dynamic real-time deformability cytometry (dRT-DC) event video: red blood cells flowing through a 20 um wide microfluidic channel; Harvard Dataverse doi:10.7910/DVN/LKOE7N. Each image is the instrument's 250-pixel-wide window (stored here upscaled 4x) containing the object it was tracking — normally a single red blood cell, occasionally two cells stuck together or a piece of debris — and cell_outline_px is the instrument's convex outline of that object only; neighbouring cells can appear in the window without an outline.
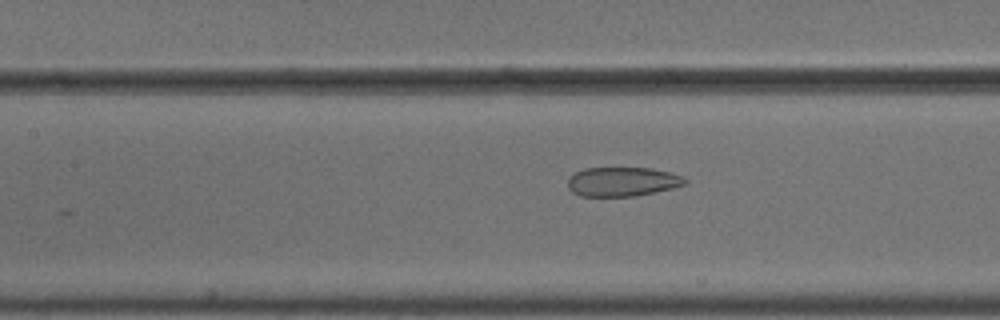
{"species": "common noctule bat (a hibernating species)", "species_latin": "Nyctalus noctula", "temperature_condition": "cold", "stored_images_in_passage": 34, "camera_frame_rate_fps": 3000, "um_per_image_px": 0.085, "animal": {"sex": "male", "body_mass_g": 18.8}, "frame": {"image": 1, "passage_image": 21, "time_ms": 6.667, "image_size_px": [1000, 320], "cell_outline_px": [[688, 180], [684, 184], [676, 188], [632, 196], [580, 196], [572, 192], [568, 188], [568, 176], [584, 168], [652, 168], [684, 176]], "centroid_in_image_um": [52.9, 15.44], "position_along_channel_um": 154.5, "area_um2": 20.06}}
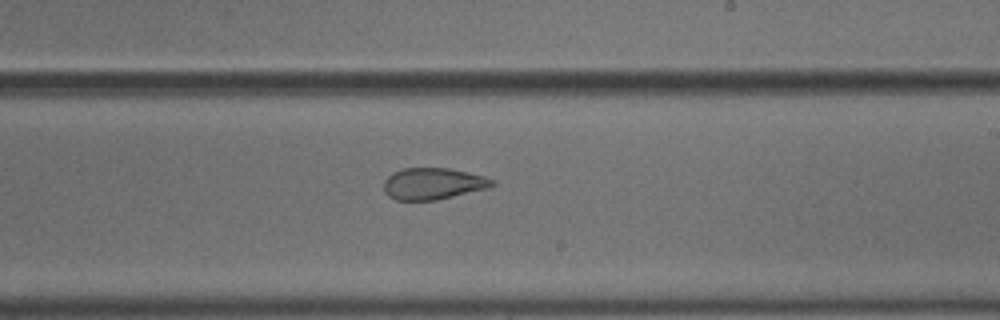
{"frame": {"image": 2, "passage_image": 29, "time_ms": 9.333, "image_size_px": [1000, 320], "cell_outline_px": [[496, 184], [492, 188], [436, 200], [396, 200], [388, 196], [384, 192], [384, 180], [392, 172], [404, 168], [448, 168], [484, 176], [496, 180]], "centroid_in_image_um": [36.84, 15.62], "position_along_channel_um": 252.2, "area_um2": 20.23}}
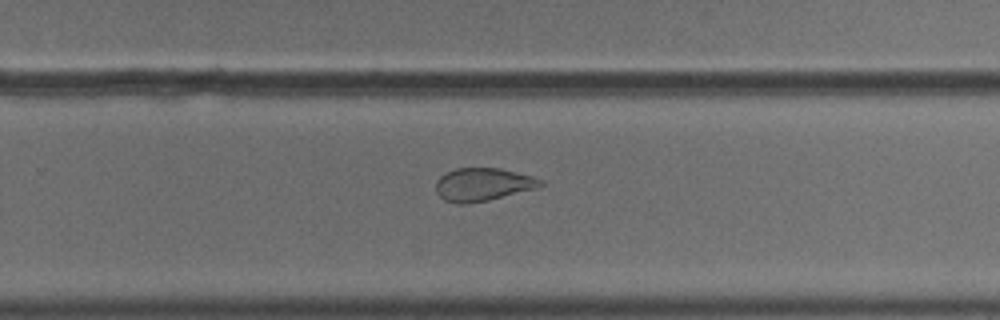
{"frame": {"image": 3, "passage_image": 32, "time_ms": 10.333, "image_size_px": [1000, 320], "cell_outline_px": [[544, 184], [540, 188], [488, 200], [468, 204], [456, 204], [444, 200], [436, 192], [436, 180], [440, 176], [456, 168], [500, 168], [532, 176], [544, 180]], "centroid_in_image_um": [41.07, 15.69], "position_along_channel_um": 288.7, "area_um2": 20.35}}